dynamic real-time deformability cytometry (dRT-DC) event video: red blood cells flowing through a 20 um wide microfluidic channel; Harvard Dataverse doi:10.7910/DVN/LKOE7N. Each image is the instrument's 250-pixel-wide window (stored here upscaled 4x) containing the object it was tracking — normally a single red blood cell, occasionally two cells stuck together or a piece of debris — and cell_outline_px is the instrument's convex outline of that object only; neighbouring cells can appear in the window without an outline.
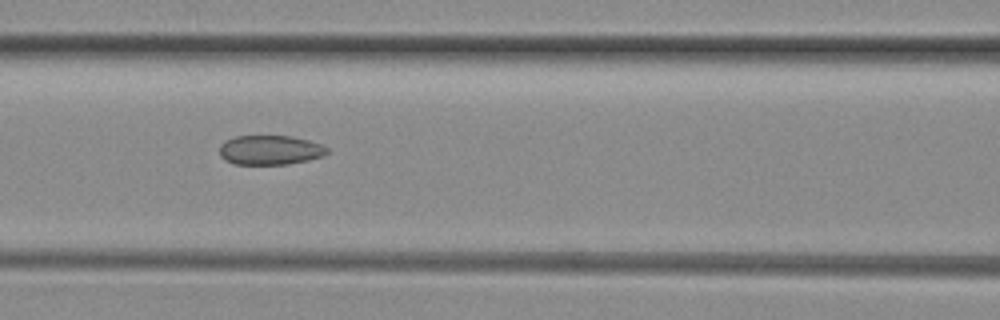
{"species": "common noctule bat (a hibernating species)", "species_latin": "Nyctalus noctula", "temperature_condition": "room temperature", "stored_images_in_passage": 8, "camera_frame_rate_fps": 3000, "um_per_image_px": 0.085, "animal": {"sex": "female", "body_mass_g": 29.2, "forearm_length_mm": 56.3}, "frame": {"image": 1, "passage_image": 6, "time_ms": 1.667, "image_size_px": [1000, 320], "cell_outline_px": [[328, 152], [324, 156], [308, 160], [288, 164], [232, 164], [224, 160], [220, 156], [220, 144], [224, 140], [236, 136], [292, 136], [308, 140], [320, 144], [328, 148]], "centroid_in_image_um": [22.93, 12.75], "position_along_channel_um": 143.7, "area_um2": 18.61}}
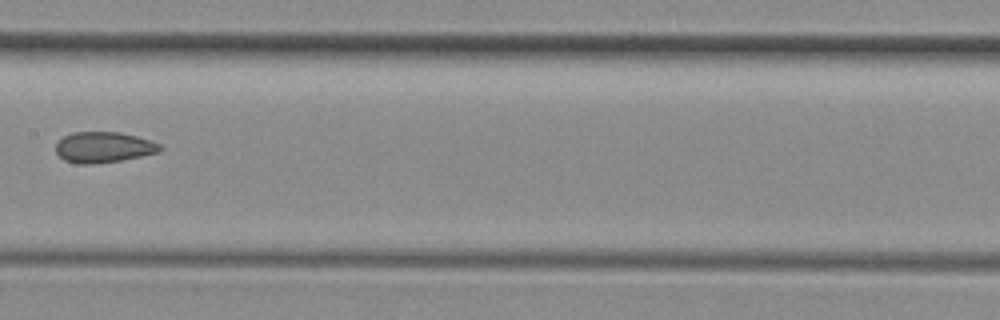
{"frame": {"image": 2, "passage_image": 7, "time_ms": 2.0, "image_size_px": [1000, 320], "cell_outline_px": [[164, 148], [160, 152], [120, 160], [92, 164], [76, 164], [64, 160], [56, 152], [56, 140], [72, 132], [120, 132], [136, 136], [160, 144]], "centroid_in_image_um": [8.78, 12.51], "position_along_channel_um": 198.6, "area_um2": 18.73}}
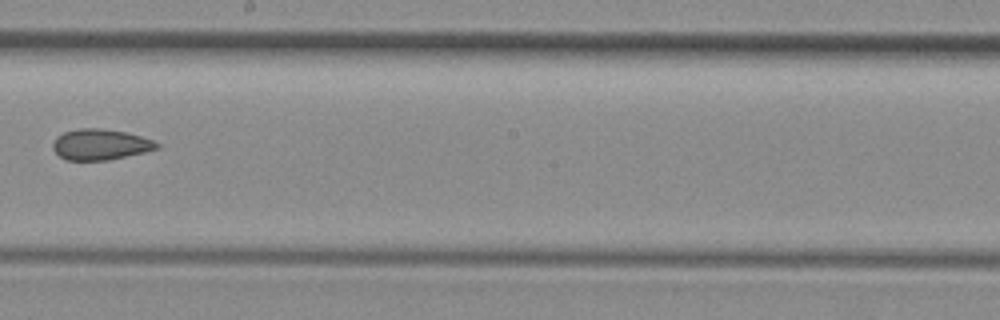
{"frame": {"image": 3, "passage_image": 8, "time_ms": 2.333, "image_size_px": [1000, 320], "cell_outline_px": [[160, 148], [144, 152], [108, 160], [64, 160], [52, 148], [52, 144], [56, 136], [64, 132], [80, 128], [104, 128], [128, 132], [152, 140], [160, 144]], "centroid_in_image_um": [8.52, 12.27], "position_along_channel_um": 239.7, "area_um2": 18.79}}